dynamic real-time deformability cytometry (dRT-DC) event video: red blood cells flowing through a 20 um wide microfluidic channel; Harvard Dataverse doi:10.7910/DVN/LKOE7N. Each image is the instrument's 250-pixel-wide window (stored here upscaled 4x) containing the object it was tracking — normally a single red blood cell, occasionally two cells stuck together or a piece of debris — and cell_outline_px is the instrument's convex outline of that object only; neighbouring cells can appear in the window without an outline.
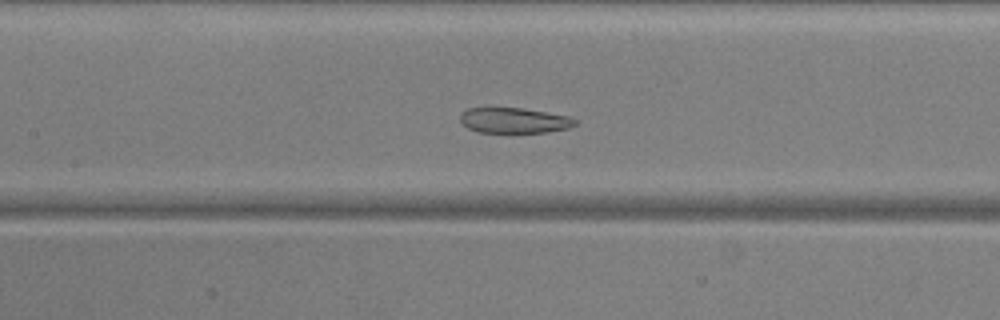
{"species": "common noctule bat (a hibernating species)", "species_latin": "Nyctalus noctula", "temperature_condition": "warm", "stored_images_in_passage": 33, "camera_frame_rate_fps": 3000, "um_per_image_px": 0.085, "animal": {"sex": "male", "body_mass_g": 20.5, "forearm_length_mm": 52.5}, "frame": {"image": 1, "passage_image": 10, "time_ms": 3.0, "image_size_px": [1000, 320], "cell_outline_px": [[580, 120], [576, 124], [568, 128], [548, 132], [480, 132], [468, 128], [460, 120], [460, 112], [468, 108], [524, 108], [568, 116]], "centroid_in_image_um": [43.72, 10.23], "position_along_channel_um": 163.7, "area_um2": 16.99}}
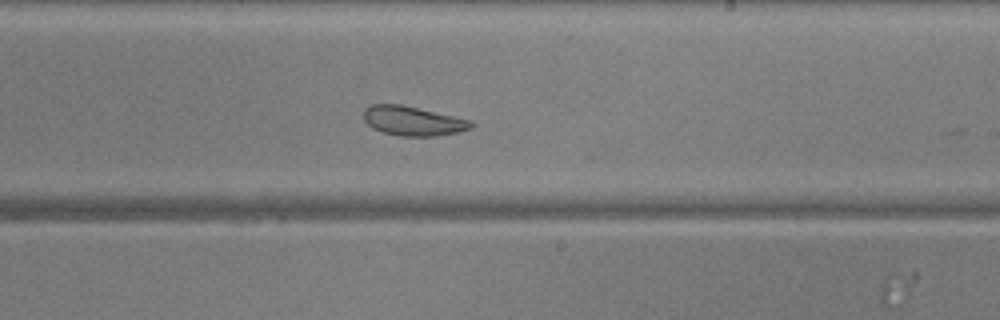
{"frame": {"image": 2, "passage_image": 17, "time_ms": 5.333, "image_size_px": [1000, 320], "cell_outline_px": [[476, 124], [472, 128], [460, 132], [436, 136], [400, 136], [384, 132], [372, 128], [364, 120], [364, 108], [372, 104], [400, 104], [472, 120]], "centroid_in_image_um": [35.13, 10.28], "position_along_channel_um": 253.9, "area_um2": 18.5}}
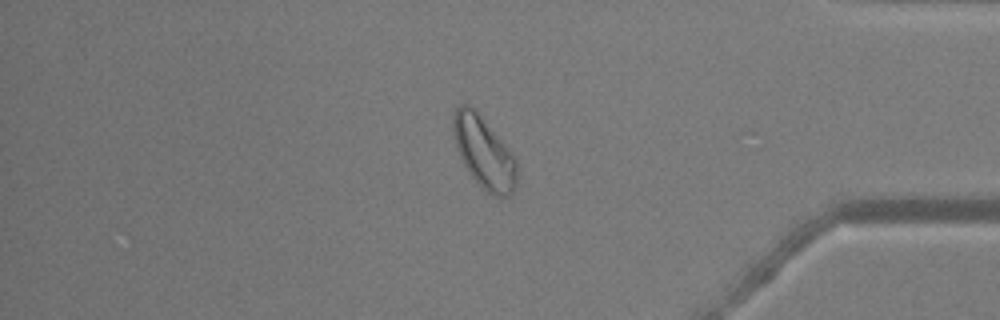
{"frame": {"image": 3, "passage_image": 30, "time_ms": 9.667, "image_size_px": [1000, 320], "cell_outline_px": [[516, 188], [508, 196], [492, 196], [472, 176], [464, 164], [460, 156], [456, 144], [452, 124], [452, 116], [456, 108], [460, 104], [472, 104], [476, 108], [516, 156]], "centroid_in_image_um": [41.15, 12.89], "position_along_channel_um": 394.1, "area_um2": 26.76}, "authors_computed_cell_mechanics": {"area_um2": 18.8428, "velocity_mm_per_s": 3.8804, "shape_relaxation_time_tau1_ms": null, "shape_relaxation_time_tau2_ms": 3.4656, "deformation_change_tau1": null, "deformation_change_tau2": 0.1033}}